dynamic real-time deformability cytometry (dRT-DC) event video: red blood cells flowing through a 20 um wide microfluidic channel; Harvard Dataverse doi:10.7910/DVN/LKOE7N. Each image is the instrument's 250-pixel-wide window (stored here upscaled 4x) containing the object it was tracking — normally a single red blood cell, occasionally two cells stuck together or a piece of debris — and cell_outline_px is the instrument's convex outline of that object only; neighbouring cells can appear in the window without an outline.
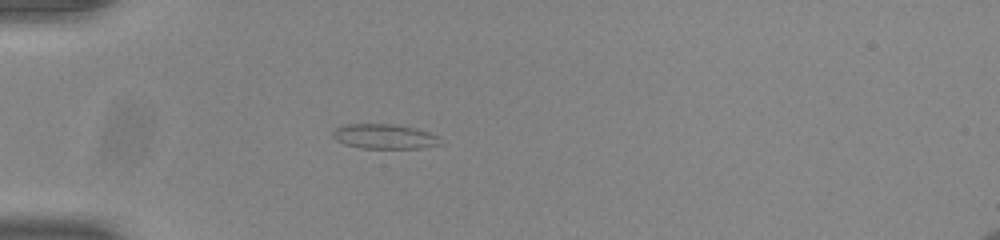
{"species": "common noctule bat (a hibernating species)", "species_latin": "Nyctalus noctula", "temperature_condition": "room temperature", "stored_images_in_passage": 40, "camera_frame_rate_fps": 3000, "um_per_image_px": 0.085, "animal": {"sex": "male", "body_mass_g": 20.0, "forearm_length_mm": 53.3}, "frame": {"image": 1, "passage_image": 3, "time_ms": 0.667, "image_size_px": [1000, 240], "cell_outline_px": [[444, 144], [420, 148], [360, 148], [344, 144], [336, 140], [332, 136], [332, 132], [336, 128], [348, 124], [392, 124], [416, 128], [428, 132], [436, 136]], "centroid_in_image_um": [32.67, 11.6], "position_along_channel_um": 52.3, "area_um2": 15.49}}
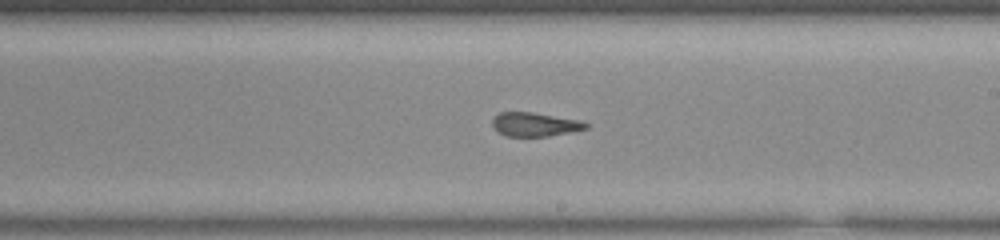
{"frame": {"image": 2, "passage_image": 19, "time_ms": 6.0, "image_size_px": [1000, 240], "cell_outline_px": [[588, 128], [548, 136], [504, 136], [496, 132], [492, 124], [492, 120], [500, 112], [532, 112], [580, 120], [588, 124]], "centroid_in_image_um": [45.42, 10.57], "position_along_channel_um": 243.6, "area_um2": 12.95}}
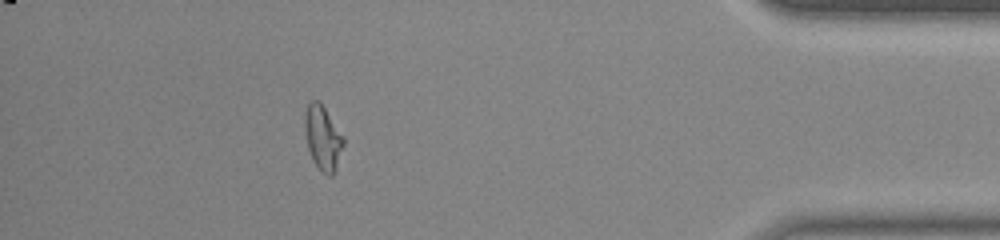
{"frame": {"image": 3, "passage_image": 35, "time_ms": 11.333, "image_size_px": [1000, 240], "cell_outline_px": [[344, 144], [336, 168], [332, 176], [328, 176], [320, 172], [312, 160], [308, 148], [304, 132], [304, 116], [308, 104], [312, 100], [320, 100], [344, 136]], "centroid_in_image_um": [27.43, 11.71], "position_along_channel_um": 407.8, "area_um2": 14.85}, "authors_computed_cell_mechanics": {"area_um2": 13.9876, "velocity_mm_per_s": 3.886, "shape_relaxation_time_tau1_ms": null, "shape_relaxation_time_tau2_ms": 1.4982, "deformation_change_tau1": null, "deformation_change_tau2": 0.099}}